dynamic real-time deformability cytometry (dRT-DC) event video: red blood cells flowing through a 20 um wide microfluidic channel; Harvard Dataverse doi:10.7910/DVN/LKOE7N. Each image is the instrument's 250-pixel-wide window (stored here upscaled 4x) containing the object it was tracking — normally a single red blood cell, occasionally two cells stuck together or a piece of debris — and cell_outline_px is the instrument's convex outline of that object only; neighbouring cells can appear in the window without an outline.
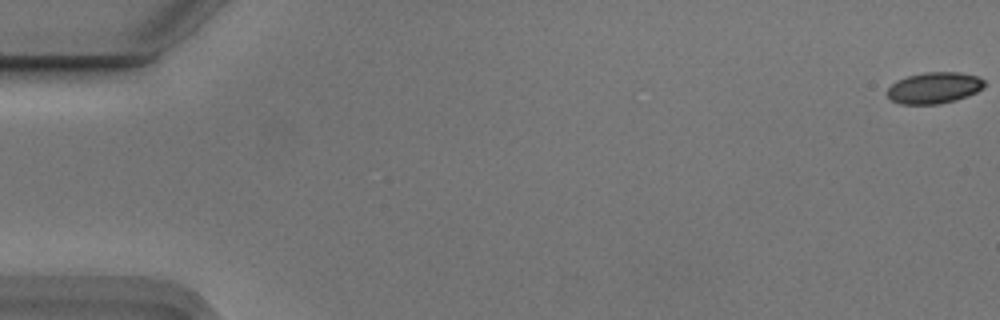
{"species": "Egyptian fruit bat (a non-hibernating species)", "species_latin": "Rousettus aegyptiacus", "temperature_condition": "cold", "stored_images_in_passage": 9, "camera_frame_rate_fps": 3000, "um_per_image_px": 0.085, "animal": {"sex": "male"}, "frame": {"image": 1, "passage_image": 1, "time_ms": 0.0, "image_size_px": [1000, 320], "cell_outline_px": [[984, 88], [968, 96], [956, 100], [940, 104], [900, 104], [892, 100], [888, 96], [888, 88], [896, 80], [908, 76], [924, 72], [960, 72], [976, 76], [984, 80]], "centroid_in_image_um": [79.41, 7.47], "position_along_channel_um": 5.6, "area_um2": 17.74}}